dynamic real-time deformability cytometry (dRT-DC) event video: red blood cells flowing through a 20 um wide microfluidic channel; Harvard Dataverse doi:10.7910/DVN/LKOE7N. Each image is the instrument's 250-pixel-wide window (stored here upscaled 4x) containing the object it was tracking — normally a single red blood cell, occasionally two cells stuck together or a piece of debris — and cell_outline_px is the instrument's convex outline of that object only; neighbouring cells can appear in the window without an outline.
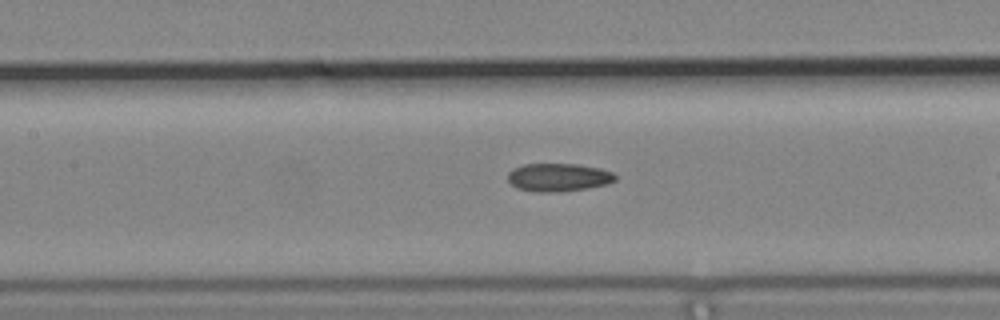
{"species": "common noctule bat (a hibernating species)", "species_latin": "Nyctalus noctula", "temperature_condition": "cold", "stored_images_in_passage": 31, "camera_frame_rate_fps": 3000, "um_per_image_px": 0.085, "animal": {"sex": "male", "body_mass_g": 19.2, "forearm_length_mm": 51.8}, "frame": {"image": 1, "passage_image": 22, "time_ms": 7.0, "image_size_px": [1000, 320], "cell_outline_px": [[616, 180], [608, 184], [584, 188], [556, 192], [536, 192], [516, 188], [508, 180], [508, 172], [512, 168], [524, 164], [580, 164], [600, 168], [612, 172], [616, 176]], "centroid_in_image_um": [47.45, 15.06], "position_along_channel_um": 160.0, "area_um2": 17.63}}
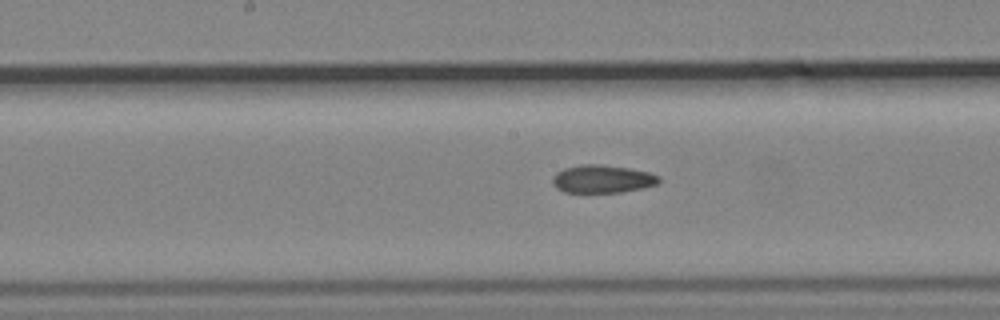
{"frame": {"image": 2, "passage_image": 25, "time_ms": 8.0, "image_size_px": [1000, 320], "cell_outline_px": [[660, 180], [656, 184], [640, 188], [620, 192], [564, 192], [556, 188], [552, 184], [552, 176], [556, 172], [564, 168], [580, 164], [600, 164], [628, 168], [648, 172], [660, 176]], "centroid_in_image_um": [51.14, 15.2], "position_along_channel_um": 197.1, "area_um2": 17.28}}
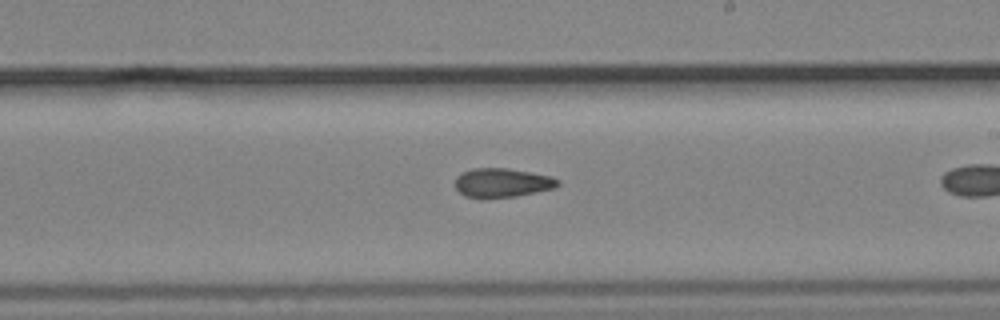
{"frame": {"image": 3, "passage_image": 29, "time_ms": 9.333, "image_size_px": [1000, 320], "cell_outline_px": [[560, 184], [556, 188], [516, 196], [464, 196], [456, 188], [456, 176], [472, 168], [508, 168], [552, 176], [560, 180]], "centroid_in_image_um": [42.75, 15.5], "position_along_channel_um": 246.3, "area_um2": 17.05}}